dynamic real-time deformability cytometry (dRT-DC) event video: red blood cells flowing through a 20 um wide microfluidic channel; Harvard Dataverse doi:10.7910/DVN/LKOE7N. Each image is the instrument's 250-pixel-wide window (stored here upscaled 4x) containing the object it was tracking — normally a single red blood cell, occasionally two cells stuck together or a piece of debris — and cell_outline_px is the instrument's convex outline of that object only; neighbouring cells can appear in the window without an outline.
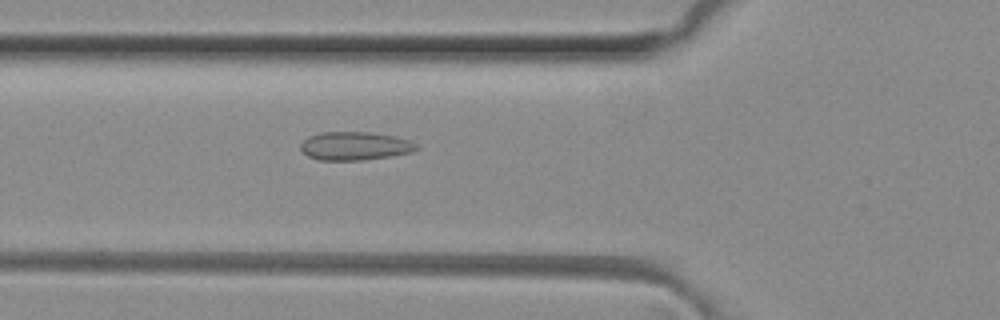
{"species": "common noctule bat (a hibernating species)", "species_latin": "Nyctalus noctula", "temperature_condition": "room temperature", "stored_images_in_passage": 43, "camera_frame_rate_fps": 3000, "um_per_image_px": 0.085, "animal": {"sex": "female", "body_mass_g": 29.2, "forearm_length_mm": 56.3}, "frame": {"image": 1, "passage_image": 11, "time_ms": 3.333, "image_size_px": [1000, 320], "cell_outline_px": [[420, 148], [412, 152], [392, 156], [364, 160], [320, 160], [308, 156], [300, 148], [300, 144], [308, 136], [320, 132], [368, 132], [396, 136], [408, 140], [416, 144]], "centroid_in_image_um": [30.17, 12.41], "position_along_channel_um": 95.6, "area_um2": 19.25}}
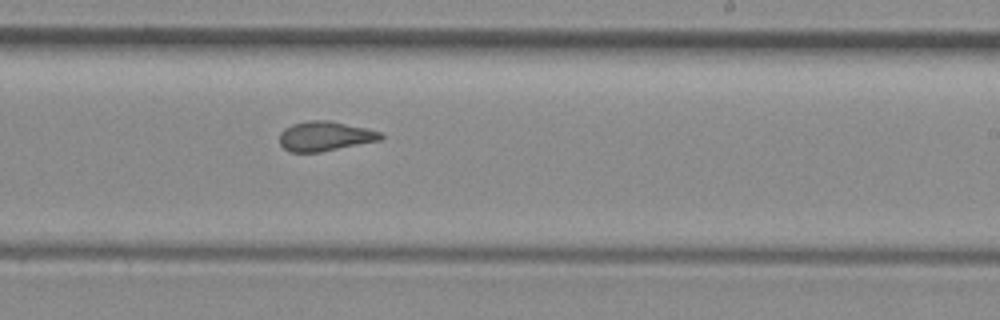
{"frame": {"image": 2, "passage_image": 23, "time_ms": 7.333, "image_size_px": [1000, 320], "cell_outline_px": [[384, 136], [380, 140], [320, 152], [288, 152], [280, 144], [280, 132], [284, 128], [292, 124], [308, 120], [328, 120], [364, 128], [380, 132]], "centroid_in_image_um": [27.57, 11.58], "position_along_channel_um": 261.4, "area_um2": 17.34}}
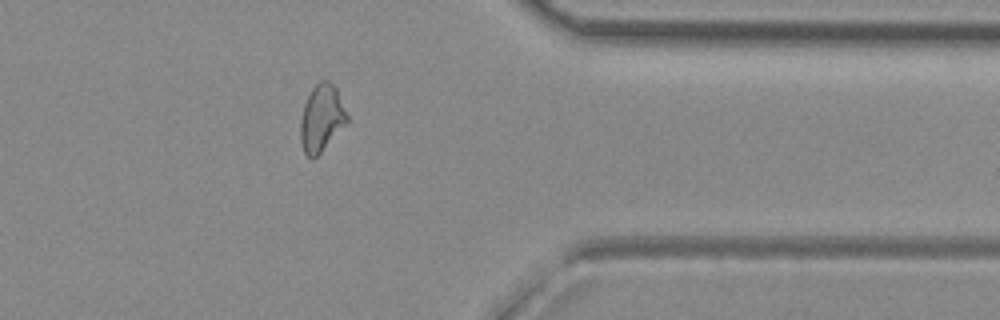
{"frame": {"image": 3, "passage_image": 33, "time_ms": 10.667, "image_size_px": [1000, 320], "cell_outline_px": [[348, 120], [320, 152], [312, 160], [304, 152], [300, 140], [300, 120], [304, 104], [312, 88], [320, 80], [328, 80], [336, 88], [348, 116]], "centroid_in_image_um": [27.3, 10.02], "position_along_channel_um": 384.1, "area_um2": 17.8}, "authors_computed_cell_mechanics": {"area_um2": 17.918, "velocity_mm_per_s": 4.1397, "shape_relaxation_time_tau1_ms": null, "shape_relaxation_time_tau2_ms": 1.572, "deformation_change_tau1": null, "deformation_change_tau2": 0.0539}}